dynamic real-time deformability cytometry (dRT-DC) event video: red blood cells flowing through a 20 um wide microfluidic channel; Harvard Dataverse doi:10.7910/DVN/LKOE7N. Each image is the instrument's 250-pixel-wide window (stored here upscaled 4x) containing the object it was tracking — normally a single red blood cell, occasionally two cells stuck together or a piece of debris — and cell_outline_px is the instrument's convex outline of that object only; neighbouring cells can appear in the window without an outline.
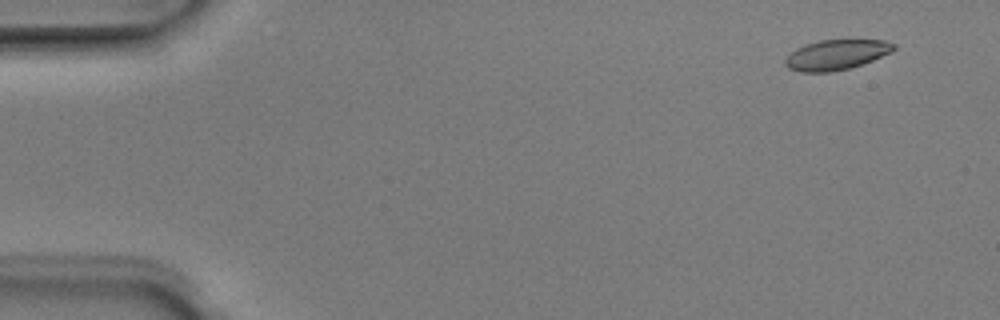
{"species": "Egyptian fruit bat (a non-hibernating species)", "species_latin": "Rousettus aegyptiacus", "temperature_condition": "room temperature", "stored_images_in_passage": 48, "camera_frame_rate_fps": 3000, "um_per_image_px": 0.085, "animal": {"sex": "male"}, "frame": {"image": 1, "passage_image": 1, "time_ms": 0.0, "image_size_px": [1000, 320], "cell_outline_px": [[896, 48], [892, 52], [872, 60], [848, 68], [828, 72], [800, 72], [788, 68], [784, 64], [784, 60], [796, 48], [820, 40], [884, 40], [896, 44]], "centroid_in_image_um": [71.09, 4.65], "position_along_channel_um": 13.9, "area_um2": 18.84}}
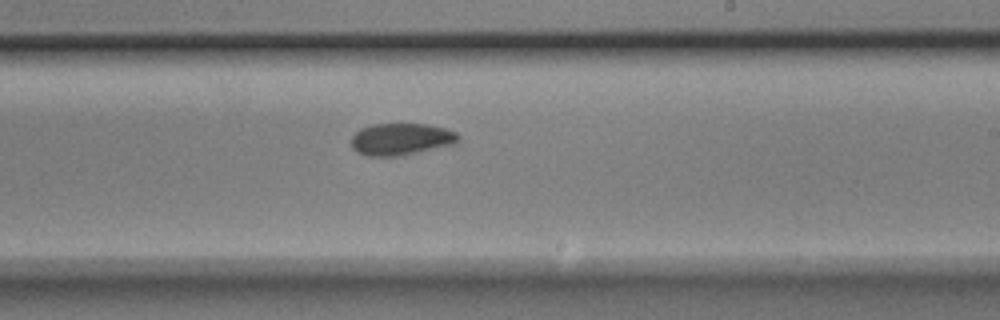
{"frame": {"image": 2, "passage_image": 28, "time_ms": 9.0, "image_size_px": [1000, 320], "cell_outline_px": [[460, 140], [456, 144], [396, 156], [364, 156], [356, 152], [352, 148], [352, 136], [360, 128], [372, 124], [424, 124], [444, 128], [456, 132], [460, 136]], "centroid_in_image_um": [34.08, 11.83], "position_along_channel_um": 254.9, "area_um2": 19.94}}
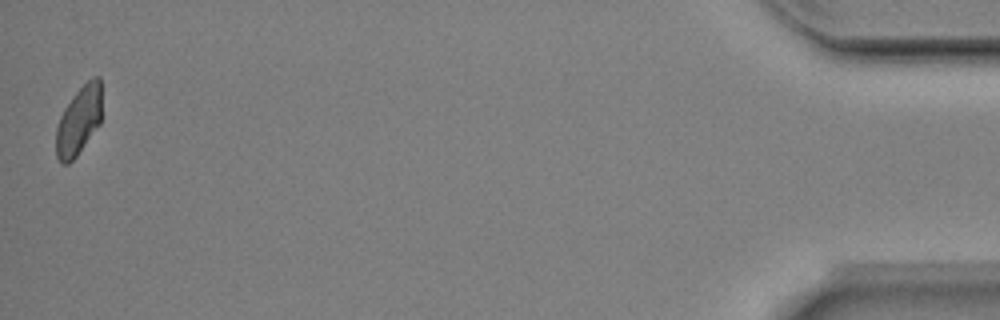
{"frame": {"image": 3, "passage_image": 48, "time_ms": 15.667, "image_size_px": [1000, 320], "cell_outline_px": [[100, 124], [76, 156], [68, 164], [60, 164], [56, 156], [56, 128], [60, 116], [64, 108], [72, 96], [92, 76], [100, 76]], "centroid_in_image_um": [6.67, 10.27], "position_along_channel_um": 428.5, "area_um2": 18.15}, "authors_computed_cell_mechanics": {"area_um2": 19.7387, "velocity_mm_per_s": 3.9841, "shape_relaxation_time_tau1_ms": 2.9532, "shape_relaxation_time_tau2_ms": 4.0984, "deformation_change_tau1": 0.0843, "deformation_change_tau2": 0.0694}}